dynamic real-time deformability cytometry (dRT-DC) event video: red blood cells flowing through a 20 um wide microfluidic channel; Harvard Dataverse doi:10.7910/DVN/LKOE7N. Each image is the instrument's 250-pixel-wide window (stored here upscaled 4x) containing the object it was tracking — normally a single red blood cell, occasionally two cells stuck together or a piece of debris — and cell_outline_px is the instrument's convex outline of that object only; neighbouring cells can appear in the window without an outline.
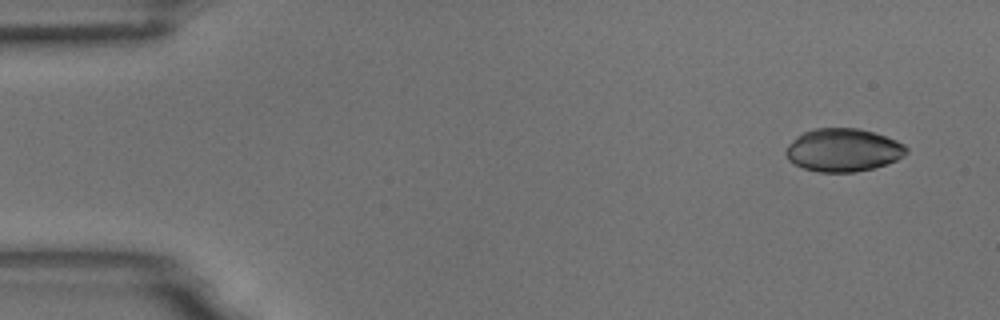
{"species": "common noctule bat (a hibernating species)", "species_latin": "Nyctalus noctula", "temperature_condition": "room temperature", "stored_images_in_passage": 5, "camera_frame_rate_fps": 3000, "um_per_image_px": 0.085, "animal": {"sex": "male", "body_mass_g": 18.8}, "frame": {"image": 1, "passage_image": 1, "time_ms": 0.0, "image_size_px": [1000, 320], "cell_outline_px": [[908, 152], [904, 156], [896, 160], [872, 168], [856, 172], [820, 172], [804, 168], [788, 160], [784, 152], [788, 144], [796, 136], [812, 128], [856, 128], [872, 132], [896, 140], [904, 144], [908, 148]], "centroid_in_image_um": [71.65, 12.75], "position_along_channel_um": 13.4, "area_um2": 30.17}}
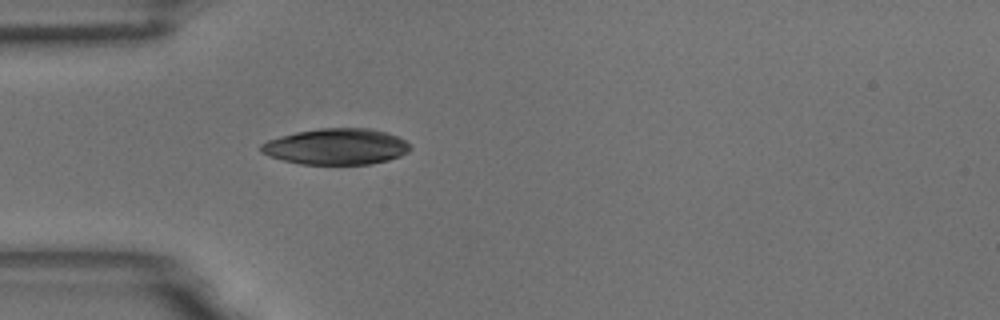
{"frame": {"image": 2, "passage_image": 5, "time_ms": 1.333, "image_size_px": [1000, 320], "cell_outline_px": [[412, 148], [408, 152], [400, 156], [388, 160], [372, 164], [300, 164], [268, 156], [260, 152], [260, 144], [268, 140], [296, 132], [320, 128], [372, 128], [396, 136], [404, 140]], "centroid_in_image_um": [28.57, 12.46], "position_along_channel_um": 56.4, "area_um2": 31.33}}